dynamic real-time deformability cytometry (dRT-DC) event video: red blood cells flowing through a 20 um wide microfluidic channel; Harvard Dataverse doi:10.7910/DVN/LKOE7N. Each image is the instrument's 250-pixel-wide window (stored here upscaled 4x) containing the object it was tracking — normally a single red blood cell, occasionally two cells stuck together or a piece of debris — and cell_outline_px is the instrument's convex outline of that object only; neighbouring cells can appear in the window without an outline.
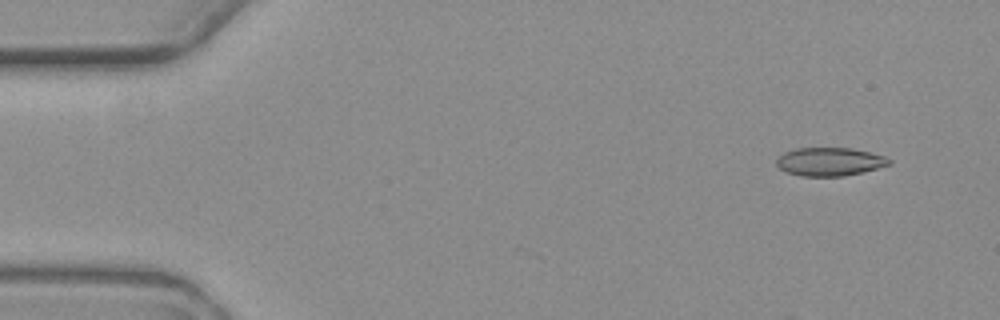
{"species": "common noctule bat (a hibernating species)", "species_latin": "Nyctalus noctula", "temperature_condition": "warm", "stored_images_in_passage": 4, "camera_frame_rate_fps": 3000, "um_per_image_px": 0.085, "animal": {"sex": "female", "body_mass_g": 19.3, "forearm_length_mm": 54.1}, "frame": {"image": 1, "passage_image": 1, "time_ms": 0.0, "image_size_px": [1000, 320], "cell_outline_px": [[892, 164], [844, 176], [804, 176], [788, 172], [780, 168], [776, 164], [776, 160], [784, 152], [796, 148], [852, 148], [884, 156], [892, 160]], "centroid_in_image_um": [70.53, 13.73], "position_along_channel_um": 14.5, "area_um2": 18.38}}